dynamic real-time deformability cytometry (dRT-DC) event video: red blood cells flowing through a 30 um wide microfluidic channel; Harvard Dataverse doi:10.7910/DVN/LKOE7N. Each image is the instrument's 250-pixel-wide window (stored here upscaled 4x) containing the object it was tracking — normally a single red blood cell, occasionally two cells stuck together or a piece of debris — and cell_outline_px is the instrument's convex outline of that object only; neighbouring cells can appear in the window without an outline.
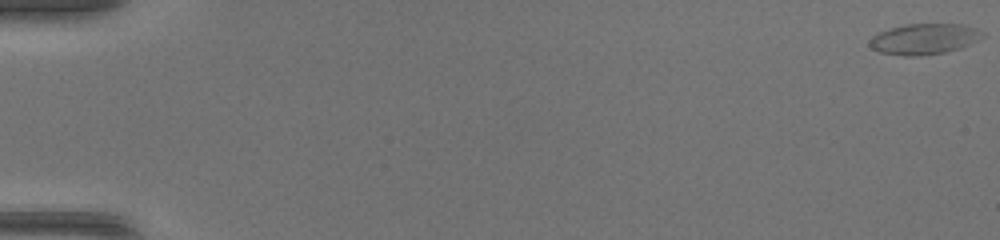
{"species": "common noctule bat (a hibernating species)", "species_latin": "Nyctalus noctula", "temperature_condition": "warm", "stored_images_in_passage": 49, "camera_frame_rate_fps": 3000, "um_per_image_px": 0.085, "animal": {"sex": "female", "body_mass_g": 17.0, "forearm_length_mm": 48.0}, "frame": {"image": 1, "passage_image": 1, "time_ms": 0.0, "image_size_px": [1000, 240], "cell_outline_px": [[984, 36], [960, 48], [944, 52], [916, 56], [904, 56], [880, 52], [872, 48], [868, 44], [868, 40], [872, 36], [880, 32], [904, 24], [964, 24], [976, 28], [984, 32]], "centroid_in_image_um": [78.54, 3.31], "position_along_channel_um": 6.5, "area_um2": 20.11}}
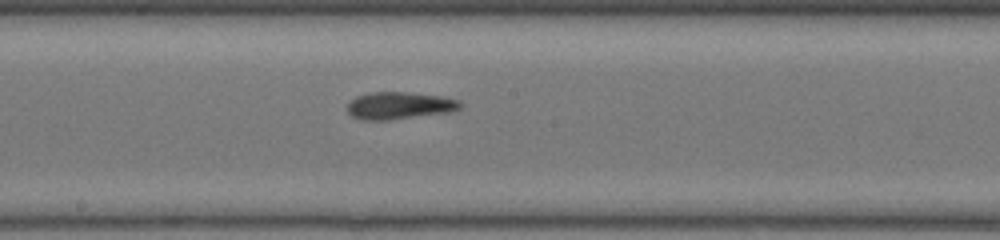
{"frame": {"image": 2, "passage_image": 28, "time_ms": 9.0, "image_size_px": [1000, 240], "cell_outline_px": [[464, 104], [460, 108], [452, 112], [392, 120], [360, 120], [352, 116], [348, 112], [348, 104], [356, 96], [372, 92], [408, 92], [444, 96], [460, 100]], "centroid_in_image_um": [34.01, 8.98], "position_along_channel_um": 214.2, "area_um2": 18.26}}
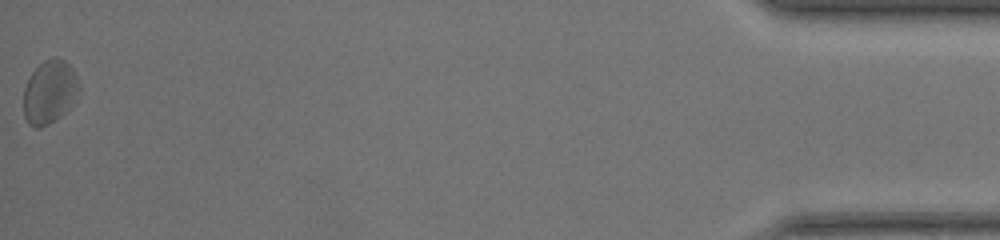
{"frame": {"image": 3, "passage_image": 49, "time_ms": 16.0, "image_size_px": [1000, 240], "cell_outline_px": [[80, 88], [76, 96], [68, 108], [60, 116], [48, 124], [40, 128], [36, 128], [28, 124], [24, 116], [24, 88], [32, 72], [44, 60], [56, 56], [64, 60], [72, 68], [80, 84]], "centroid_in_image_um": [4.21, 7.81], "position_along_channel_um": 431.0, "area_um2": 20.35}}